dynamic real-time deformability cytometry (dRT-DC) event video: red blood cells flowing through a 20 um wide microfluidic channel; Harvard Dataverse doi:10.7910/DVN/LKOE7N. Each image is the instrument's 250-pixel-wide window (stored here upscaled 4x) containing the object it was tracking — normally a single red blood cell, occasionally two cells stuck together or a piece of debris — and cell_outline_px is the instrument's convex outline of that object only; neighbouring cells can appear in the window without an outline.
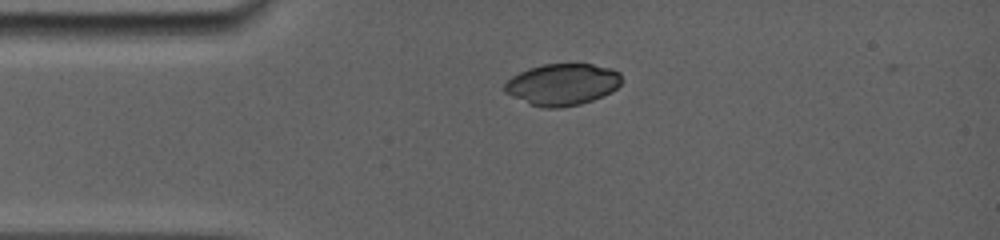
{"species": "common noctule bat (a hibernating species)", "species_latin": "Nyctalus noctula", "temperature_condition": "room temperature", "stored_images_in_passage": 30, "camera_frame_rate_fps": 5000, "um_per_image_px": 0.085, "animal": {"sex": "female", "body_mass_g": 19.0, "forearm_length_mm": 56.7}, "frame": {"image": 1, "passage_image": 1, "time_ms": 0.0, "image_size_px": [1000, 240], "cell_outline_px": [[620, 84], [612, 92], [592, 100], [580, 104], [560, 108], [544, 108], [528, 104], [504, 92], [504, 84], [512, 76], [528, 68], [544, 64], [592, 64], [612, 68], [620, 72]], "centroid_in_image_um": [47.79, 7.18], "position_along_channel_um": 37.2, "area_um2": 28.5}}
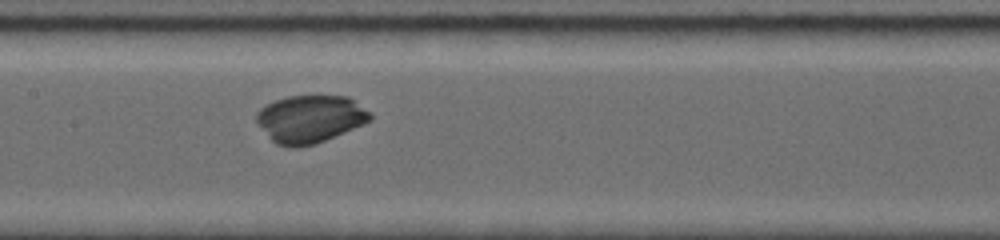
{"frame": {"image": 2, "passage_image": 13, "time_ms": 4.4, "image_size_px": [1000, 240], "cell_outline_px": [[372, 120], [364, 124], [316, 144], [296, 148], [292, 148], [276, 144], [256, 124], [256, 112], [260, 108], [276, 100], [288, 96], [348, 96], [372, 112]], "centroid_in_image_um": [26.37, 10.12], "position_along_channel_um": 181.0, "area_um2": 31.79}}
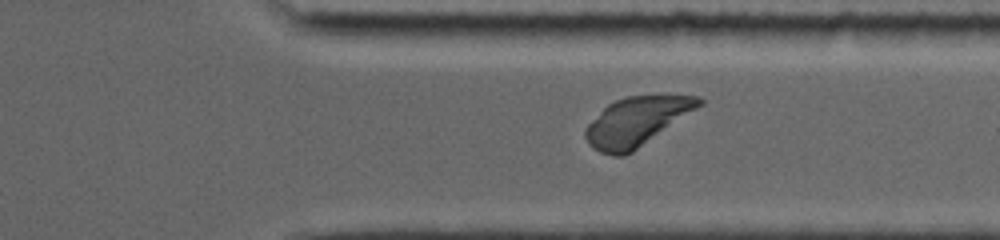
{"frame": {"image": 3, "passage_image": 26, "time_ms": 9.0, "image_size_px": [1000, 240], "cell_outline_px": [[704, 104], [632, 152], [624, 156], [612, 156], [600, 152], [588, 144], [584, 136], [584, 128], [608, 104], [616, 100], [628, 96], [700, 96], [704, 100]], "centroid_in_image_um": [54.1, 10.34], "position_along_channel_um": 357.3, "area_um2": 31.96}}